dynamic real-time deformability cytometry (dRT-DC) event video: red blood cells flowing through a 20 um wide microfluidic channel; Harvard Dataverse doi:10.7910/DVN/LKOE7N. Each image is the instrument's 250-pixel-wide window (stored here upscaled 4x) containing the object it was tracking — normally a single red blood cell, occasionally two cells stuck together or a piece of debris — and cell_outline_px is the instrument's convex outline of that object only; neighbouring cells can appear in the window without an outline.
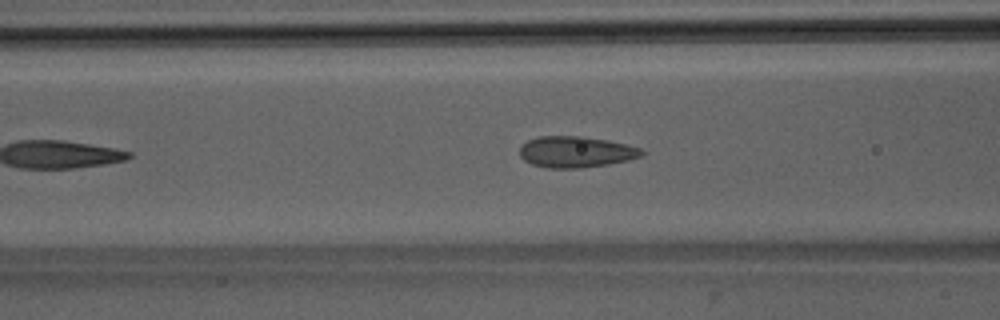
{"species": "Egyptian fruit bat (a non-hibernating species)", "species_latin": "Rousettus aegyptiacus", "temperature_condition": "room temperature", "stored_images_in_passage": 17, "camera_frame_rate_fps": 3000, "um_per_image_px": 0.085, "animal": {"sex": "male"}, "frame": {"image": 1, "passage_image": 10, "time_ms": 3.0, "image_size_px": [1000, 320], "cell_outline_px": [[648, 152], [640, 156], [628, 160], [608, 164], [580, 168], [548, 168], [532, 164], [524, 160], [520, 156], [520, 148], [528, 140], [540, 136], [584, 136], [608, 140], [640, 148]], "centroid_in_image_um": [48.96, 12.91], "position_along_channel_um": 117.6, "area_um2": 22.14}}